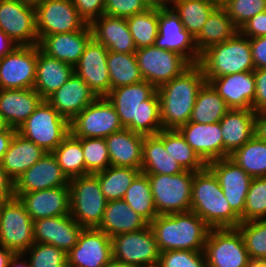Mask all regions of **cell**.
Masks as SVG:
<instances>
[{"label": "cell", "instance_id": "obj_20", "mask_svg": "<svg viewBox=\"0 0 266 267\" xmlns=\"http://www.w3.org/2000/svg\"><path fill=\"white\" fill-rule=\"evenodd\" d=\"M109 50L93 38L86 45L74 73L80 77L97 97H106L110 92V78L107 67Z\"/></svg>", "mask_w": 266, "mask_h": 267}, {"label": "cell", "instance_id": "obj_64", "mask_svg": "<svg viewBox=\"0 0 266 267\" xmlns=\"http://www.w3.org/2000/svg\"><path fill=\"white\" fill-rule=\"evenodd\" d=\"M104 267H141V266L134 265V264H126V263H122V262L112 259Z\"/></svg>", "mask_w": 266, "mask_h": 267}, {"label": "cell", "instance_id": "obj_5", "mask_svg": "<svg viewBox=\"0 0 266 267\" xmlns=\"http://www.w3.org/2000/svg\"><path fill=\"white\" fill-rule=\"evenodd\" d=\"M198 64L207 82L216 77L254 71L250 39L238 31L227 41L204 51Z\"/></svg>", "mask_w": 266, "mask_h": 267}, {"label": "cell", "instance_id": "obj_45", "mask_svg": "<svg viewBox=\"0 0 266 267\" xmlns=\"http://www.w3.org/2000/svg\"><path fill=\"white\" fill-rule=\"evenodd\" d=\"M126 20L137 49L155 45L158 36V8L150 7Z\"/></svg>", "mask_w": 266, "mask_h": 267}, {"label": "cell", "instance_id": "obj_32", "mask_svg": "<svg viewBox=\"0 0 266 267\" xmlns=\"http://www.w3.org/2000/svg\"><path fill=\"white\" fill-rule=\"evenodd\" d=\"M74 74V66L45 54L38 46L34 90L46 100Z\"/></svg>", "mask_w": 266, "mask_h": 267}, {"label": "cell", "instance_id": "obj_36", "mask_svg": "<svg viewBox=\"0 0 266 267\" xmlns=\"http://www.w3.org/2000/svg\"><path fill=\"white\" fill-rule=\"evenodd\" d=\"M238 31L227 10L219 4L208 16L202 30L195 38L198 53L201 55L209 47L227 41Z\"/></svg>", "mask_w": 266, "mask_h": 267}, {"label": "cell", "instance_id": "obj_18", "mask_svg": "<svg viewBox=\"0 0 266 267\" xmlns=\"http://www.w3.org/2000/svg\"><path fill=\"white\" fill-rule=\"evenodd\" d=\"M111 260V238L97 228H84L67 253V267H104Z\"/></svg>", "mask_w": 266, "mask_h": 267}, {"label": "cell", "instance_id": "obj_16", "mask_svg": "<svg viewBox=\"0 0 266 267\" xmlns=\"http://www.w3.org/2000/svg\"><path fill=\"white\" fill-rule=\"evenodd\" d=\"M37 60L38 45H17L0 58V89H33Z\"/></svg>", "mask_w": 266, "mask_h": 267}, {"label": "cell", "instance_id": "obj_28", "mask_svg": "<svg viewBox=\"0 0 266 267\" xmlns=\"http://www.w3.org/2000/svg\"><path fill=\"white\" fill-rule=\"evenodd\" d=\"M92 38L109 51L135 53L137 50L126 18L101 15L89 24Z\"/></svg>", "mask_w": 266, "mask_h": 267}, {"label": "cell", "instance_id": "obj_41", "mask_svg": "<svg viewBox=\"0 0 266 267\" xmlns=\"http://www.w3.org/2000/svg\"><path fill=\"white\" fill-rule=\"evenodd\" d=\"M141 169L109 166L95 175L98 177L101 191L107 201L123 199L134 178Z\"/></svg>", "mask_w": 266, "mask_h": 267}, {"label": "cell", "instance_id": "obj_60", "mask_svg": "<svg viewBox=\"0 0 266 267\" xmlns=\"http://www.w3.org/2000/svg\"><path fill=\"white\" fill-rule=\"evenodd\" d=\"M17 44L0 29V58L10 53Z\"/></svg>", "mask_w": 266, "mask_h": 267}, {"label": "cell", "instance_id": "obj_17", "mask_svg": "<svg viewBox=\"0 0 266 267\" xmlns=\"http://www.w3.org/2000/svg\"><path fill=\"white\" fill-rule=\"evenodd\" d=\"M155 46L184 56L191 64H197L200 54L195 38L183 27L172 8H158V36Z\"/></svg>", "mask_w": 266, "mask_h": 267}, {"label": "cell", "instance_id": "obj_7", "mask_svg": "<svg viewBox=\"0 0 266 267\" xmlns=\"http://www.w3.org/2000/svg\"><path fill=\"white\" fill-rule=\"evenodd\" d=\"M70 215L84 228H97L106 208L98 177L87 174L69 180Z\"/></svg>", "mask_w": 266, "mask_h": 267}, {"label": "cell", "instance_id": "obj_1", "mask_svg": "<svg viewBox=\"0 0 266 267\" xmlns=\"http://www.w3.org/2000/svg\"><path fill=\"white\" fill-rule=\"evenodd\" d=\"M106 98L113 104L123 128L144 136L162 130L157 89L147 81L111 89Z\"/></svg>", "mask_w": 266, "mask_h": 267}, {"label": "cell", "instance_id": "obj_43", "mask_svg": "<svg viewBox=\"0 0 266 267\" xmlns=\"http://www.w3.org/2000/svg\"><path fill=\"white\" fill-rule=\"evenodd\" d=\"M52 154L69 180L85 175L81 138H76L70 133Z\"/></svg>", "mask_w": 266, "mask_h": 267}, {"label": "cell", "instance_id": "obj_23", "mask_svg": "<svg viewBox=\"0 0 266 267\" xmlns=\"http://www.w3.org/2000/svg\"><path fill=\"white\" fill-rule=\"evenodd\" d=\"M177 130L206 165L223 158V136L219 122L200 124L189 121Z\"/></svg>", "mask_w": 266, "mask_h": 267}, {"label": "cell", "instance_id": "obj_59", "mask_svg": "<svg viewBox=\"0 0 266 267\" xmlns=\"http://www.w3.org/2000/svg\"><path fill=\"white\" fill-rule=\"evenodd\" d=\"M256 135L263 141H266V110L256 112L255 114Z\"/></svg>", "mask_w": 266, "mask_h": 267}, {"label": "cell", "instance_id": "obj_12", "mask_svg": "<svg viewBox=\"0 0 266 267\" xmlns=\"http://www.w3.org/2000/svg\"><path fill=\"white\" fill-rule=\"evenodd\" d=\"M111 242L112 259L141 267H157L160 251L150 225L139 231L118 234Z\"/></svg>", "mask_w": 266, "mask_h": 267}, {"label": "cell", "instance_id": "obj_62", "mask_svg": "<svg viewBox=\"0 0 266 267\" xmlns=\"http://www.w3.org/2000/svg\"><path fill=\"white\" fill-rule=\"evenodd\" d=\"M14 254L12 250L6 249L0 245V267H8V263Z\"/></svg>", "mask_w": 266, "mask_h": 267}, {"label": "cell", "instance_id": "obj_50", "mask_svg": "<svg viewBox=\"0 0 266 267\" xmlns=\"http://www.w3.org/2000/svg\"><path fill=\"white\" fill-rule=\"evenodd\" d=\"M239 30L250 18L266 11V0H220Z\"/></svg>", "mask_w": 266, "mask_h": 267}, {"label": "cell", "instance_id": "obj_34", "mask_svg": "<svg viewBox=\"0 0 266 267\" xmlns=\"http://www.w3.org/2000/svg\"><path fill=\"white\" fill-rule=\"evenodd\" d=\"M185 171L164 147V129L157 134L145 135L141 172L145 174L177 175Z\"/></svg>", "mask_w": 266, "mask_h": 267}, {"label": "cell", "instance_id": "obj_47", "mask_svg": "<svg viewBox=\"0 0 266 267\" xmlns=\"http://www.w3.org/2000/svg\"><path fill=\"white\" fill-rule=\"evenodd\" d=\"M266 219V177H254L247 192L241 223Z\"/></svg>", "mask_w": 266, "mask_h": 267}, {"label": "cell", "instance_id": "obj_65", "mask_svg": "<svg viewBox=\"0 0 266 267\" xmlns=\"http://www.w3.org/2000/svg\"><path fill=\"white\" fill-rule=\"evenodd\" d=\"M9 126L4 121L3 116L0 114V132L5 131Z\"/></svg>", "mask_w": 266, "mask_h": 267}, {"label": "cell", "instance_id": "obj_55", "mask_svg": "<svg viewBox=\"0 0 266 267\" xmlns=\"http://www.w3.org/2000/svg\"><path fill=\"white\" fill-rule=\"evenodd\" d=\"M239 32L248 38L266 36V11L258 13L250 18L240 29Z\"/></svg>", "mask_w": 266, "mask_h": 267}, {"label": "cell", "instance_id": "obj_11", "mask_svg": "<svg viewBox=\"0 0 266 267\" xmlns=\"http://www.w3.org/2000/svg\"><path fill=\"white\" fill-rule=\"evenodd\" d=\"M33 220L17 197L1 203L0 245L24 253L33 243Z\"/></svg>", "mask_w": 266, "mask_h": 267}, {"label": "cell", "instance_id": "obj_6", "mask_svg": "<svg viewBox=\"0 0 266 267\" xmlns=\"http://www.w3.org/2000/svg\"><path fill=\"white\" fill-rule=\"evenodd\" d=\"M17 133L50 153L70 134V122L43 100Z\"/></svg>", "mask_w": 266, "mask_h": 267}, {"label": "cell", "instance_id": "obj_4", "mask_svg": "<svg viewBox=\"0 0 266 267\" xmlns=\"http://www.w3.org/2000/svg\"><path fill=\"white\" fill-rule=\"evenodd\" d=\"M190 210L210 228H236L241 223L223 195L217 177L207 166L194 172Z\"/></svg>", "mask_w": 266, "mask_h": 267}, {"label": "cell", "instance_id": "obj_61", "mask_svg": "<svg viewBox=\"0 0 266 267\" xmlns=\"http://www.w3.org/2000/svg\"><path fill=\"white\" fill-rule=\"evenodd\" d=\"M8 267H32L23 253H16L10 259Z\"/></svg>", "mask_w": 266, "mask_h": 267}, {"label": "cell", "instance_id": "obj_22", "mask_svg": "<svg viewBox=\"0 0 266 267\" xmlns=\"http://www.w3.org/2000/svg\"><path fill=\"white\" fill-rule=\"evenodd\" d=\"M83 229L70 214L33 221L35 243L51 244L66 254L77 244Z\"/></svg>", "mask_w": 266, "mask_h": 267}, {"label": "cell", "instance_id": "obj_54", "mask_svg": "<svg viewBox=\"0 0 266 267\" xmlns=\"http://www.w3.org/2000/svg\"><path fill=\"white\" fill-rule=\"evenodd\" d=\"M255 96L252 110L260 112L266 110V69H255Z\"/></svg>", "mask_w": 266, "mask_h": 267}, {"label": "cell", "instance_id": "obj_67", "mask_svg": "<svg viewBox=\"0 0 266 267\" xmlns=\"http://www.w3.org/2000/svg\"><path fill=\"white\" fill-rule=\"evenodd\" d=\"M24 1L35 5L36 3H38L42 0H24Z\"/></svg>", "mask_w": 266, "mask_h": 267}, {"label": "cell", "instance_id": "obj_39", "mask_svg": "<svg viewBox=\"0 0 266 267\" xmlns=\"http://www.w3.org/2000/svg\"><path fill=\"white\" fill-rule=\"evenodd\" d=\"M107 67L110 78V90L144 81L135 53L109 51L107 54Z\"/></svg>", "mask_w": 266, "mask_h": 267}, {"label": "cell", "instance_id": "obj_24", "mask_svg": "<svg viewBox=\"0 0 266 267\" xmlns=\"http://www.w3.org/2000/svg\"><path fill=\"white\" fill-rule=\"evenodd\" d=\"M17 198L33 221L70 214L69 186L21 193Z\"/></svg>", "mask_w": 266, "mask_h": 267}, {"label": "cell", "instance_id": "obj_40", "mask_svg": "<svg viewBox=\"0 0 266 267\" xmlns=\"http://www.w3.org/2000/svg\"><path fill=\"white\" fill-rule=\"evenodd\" d=\"M229 158L252 178L266 177V141L261 140L256 134Z\"/></svg>", "mask_w": 266, "mask_h": 267}, {"label": "cell", "instance_id": "obj_49", "mask_svg": "<svg viewBox=\"0 0 266 267\" xmlns=\"http://www.w3.org/2000/svg\"><path fill=\"white\" fill-rule=\"evenodd\" d=\"M32 267H67V254L45 243H33L24 253Z\"/></svg>", "mask_w": 266, "mask_h": 267}, {"label": "cell", "instance_id": "obj_56", "mask_svg": "<svg viewBox=\"0 0 266 267\" xmlns=\"http://www.w3.org/2000/svg\"><path fill=\"white\" fill-rule=\"evenodd\" d=\"M249 39L255 69H266V36Z\"/></svg>", "mask_w": 266, "mask_h": 267}, {"label": "cell", "instance_id": "obj_13", "mask_svg": "<svg viewBox=\"0 0 266 267\" xmlns=\"http://www.w3.org/2000/svg\"><path fill=\"white\" fill-rule=\"evenodd\" d=\"M123 129L113 104L98 97L70 122V133L76 138H106Z\"/></svg>", "mask_w": 266, "mask_h": 267}, {"label": "cell", "instance_id": "obj_38", "mask_svg": "<svg viewBox=\"0 0 266 267\" xmlns=\"http://www.w3.org/2000/svg\"><path fill=\"white\" fill-rule=\"evenodd\" d=\"M229 110L226 102L206 82L198 92L189 121L200 124L219 122Z\"/></svg>", "mask_w": 266, "mask_h": 267}, {"label": "cell", "instance_id": "obj_15", "mask_svg": "<svg viewBox=\"0 0 266 267\" xmlns=\"http://www.w3.org/2000/svg\"><path fill=\"white\" fill-rule=\"evenodd\" d=\"M0 29L19 46L38 45L34 4L0 0Z\"/></svg>", "mask_w": 266, "mask_h": 267}, {"label": "cell", "instance_id": "obj_52", "mask_svg": "<svg viewBox=\"0 0 266 267\" xmlns=\"http://www.w3.org/2000/svg\"><path fill=\"white\" fill-rule=\"evenodd\" d=\"M150 8L145 0H105L104 14L128 18Z\"/></svg>", "mask_w": 266, "mask_h": 267}, {"label": "cell", "instance_id": "obj_48", "mask_svg": "<svg viewBox=\"0 0 266 267\" xmlns=\"http://www.w3.org/2000/svg\"><path fill=\"white\" fill-rule=\"evenodd\" d=\"M85 160V175L96 174L110 166V157L105 138H82Z\"/></svg>", "mask_w": 266, "mask_h": 267}, {"label": "cell", "instance_id": "obj_10", "mask_svg": "<svg viewBox=\"0 0 266 267\" xmlns=\"http://www.w3.org/2000/svg\"><path fill=\"white\" fill-rule=\"evenodd\" d=\"M144 81L156 89L182 74L192 64L179 53L154 46L135 51Z\"/></svg>", "mask_w": 266, "mask_h": 267}, {"label": "cell", "instance_id": "obj_9", "mask_svg": "<svg viewBox=\"0 0 266 267\" xmlns=\"http://www.w3.org/2000/svg\"><path fill=\"white\" fill-rule=\"evenodd\" d=\"M206 267H251L237 228H210L204 245Z\"/></svg>", "mask_w": 266, "mask_h": 267}, {"label": "cell", "instance_id": "obj_33", "mask_svg": "<svg viewBox=\"0 0 266 267\" xmlns=\"http://www.w3.org/2000/svg\"><path fill=\"white\" fill-rule=\"evenodd\" d=\"M149 223L123 199L107 201L103 218L97 229L110 238L144 229Z\"/></svg>", "mask_w": 266, "mask_h": 267}, {"label": "cell", "instance_id": "obj_58", "mask_svg": "<svg viewBox=\"0 0 266 267\" xmlns=\"http://www.w3.org/2000/svg\"><path fill=\"white\" fill-rule=\"evenodd\" d=\"M16 132L17 129L12 127H8L5 131L0 132V164Z\"/></svg>", "mask_w": 266, "mask_h": 267}, {"label": "cell", "instance_id": "obj_46", "mask_svg": "<svg viewBox=\"0 0 266 267\" xmlns=\"http://www.w3.org/2000/svg\"><path fill=\"white\" fill-rule=\"evenodd\" d=\"M236 228L242 235L250 260L266 261V219L242 222Z\"/></svg>", "mask_w": 266, "mask_h": 267}, {"label": "cell", "instance_id": "obj_35", "mask_svg": "<svg viewBox=\"0 0 266 267\" xmlns=\"http://www.w3.org/2000/svg\"><path fill=\"white\" fill-rule=\"evenodd\" d=\"M45 153L41 147L16 132L3 156L1 167L14 182Z\"/></svg>", "mask_w": 266, "mask_h": 267}, {"label": "cell", "instance_id": "obj_14", "mask_svg": "<svg viewBox=\"0 0 266 267\" xmlns=\"http://www.w3.org/2000/svg\"><path fill=\"white\" fill-rule=\"evenodd\" d=\"M34 6L38 41L48 35L79 31L87 25L72 0H42Z\"/></svg>", "mask_w": 266, "mask_h": 267}, {"label": "cell", "instance_id": "obj_30", "mask_svg": "<svg viewBox=\"0 0 266 267\" xmlns=\"http://www.w3.org/2000/svg\"><path fill=\"white\" fill-rule=\"evenodd\" d=\"M43 101L34 89H0V114L18 129Z\"/></svg>", "mask_w": 266, "mask_h": 267}, {"label": "cell", "instance_id": "obj_31", "mask_svg": "<svg viewBox=\"0 0 266 267\" xmlns=\"http://www.w3.org/2000/svg\"><path fill=\"white\" fill-rule=\"evenodd\" d=\"M144 135L127 128L105 138L110 165L141 169Z\"/></svg>", "mask_w": 266, "mask_h": 267}, {"label": "cell", "instance_id": "obj_42", "mask_svg": "<svg viewBox=\"0 0 266 267\" xmlns=\"http://www.w3.org/2000/svg\"><path fill=\"white\" fill-rule=\"evenodd\" d=\"M123 200L148 223L158 216L148 175L143 172L134 178Z\"/></svg>", "mask_w": 266, "mask_h": 267}, {"label": "cell", "instance_id": "obj_57", "mask_svg": "<svg viewBox=\"0 0 266 267\" xmlns=\"http://www.w3.org/2000/svg\"><path fill=\"white\" fill-rule=\"evenodd\" d=\"M14 197V182L6 175L0 164V203Z\"/></svg>", "mask_w": 266, "mask_h": 267}, {"label": "cell", "instance_id": "obj_27", "mask_svg": "<svg viewBox=\"0 0 266 267\" xmlns=\"http://www.w3.org/2000/svg\"><path fill=\"white\" fill-rule=\"evenodd\" d=\"M91 39L92 31L87 24L79 31L44 36L38 46L48 56L75 66Z\"/></svg>", "mask_w": 266, "mask_h": 267}, {"label": "cell", "instance_id": "obj_51", "mask_svg": "<svg viewBox=\"0 0 266 267\" xmlns=\"http://www.w3.org/2000/svg\"><path fill=\"white\" fill-rule=\"evenodd\" d=\"M157 267H206V257L204 251H164L160 252Z\"/></svg>", "mask_w": 266, "mask_h": 267}, {"label": "cell", "instance_id": "obj_2", "mask_svg": "<svg viewBox=\"0 0 266 267\" xmlns=\"http://www.w3.org/2000/svg\"><path fill=\"white\" fill-rule=\"evenodd\" d=\"M202 67L192 64L157 88L162 129H178L189 122L200 88L206 83Z\"/></svg>", "mask_w": 266, "mask_h": 267}, {"label": "cell", "instance_id": "obj_19", "mask_svg": "<svg viewBox=\"0 0 266 267\" xmlns=\"http://www.w3.org/2000/svg\"><path fill=\"white\" fill-rule=\"evenodd\" d=\"M207 167L217 177L227 202L240 217L244 212L252 177L229 157L209 162Z\"/></svg>", "mask_w": 266, "mask_h": 267}, {"label": "cell", "instance_id": "obj_37", "mask_svg": "<svg viewBox=\"0 0 266 267\" xmlns=\"http://www.w3.org/2000/svg\"><path fill=\"white\" fill-rule=\"evenodd\" d=\"M220 0H173L171 8L179 16L183 27L196 38Z\"/></svg>", "mask_w": 266, "mask_h": 267}, {"label": "cell", "instance_id": "obj_25", "mask_svg": "<svg viewBox=\"0 0 266 267\" xmlns=\"http://www.w3.org/2000/svg\"><path fill=\"white\" fill-rule=\"evenodd\" d=\"M208 83L230 109L252 110L256 90L254 71L212 78Z\"/></svg>", "mask_w": 266, "mask_h": 267}, {"label": "cell", "instance_id": "obj_3", "mask_svg": "<svg viewBox=\"0 0 266 267\" xmlns=\"http://www.w3.org/2000/svg\"><path fill=\"white\" fill-rule=\"evenodd\" d=\"M160 252L204 251L210 227L193 211L158 215L149 223Z\"/></svg>", "mask_w": 266, "mask_h": 267}, {"label": "cell", "instance_id": "obj_29", "mask_svg": "<svg viewBox=\"0 0 266 267\" xmlns=\"http://www.w3.org/2000/svg\"><path fill=\"white\" fill-rule=\"evenodd\" d=\"M255 114L250 109H230L219 121L223 136V158L229 157L256 134Z\"/></svg>", "mask_w": 266, "mask_h": 267}, {"label": "cell", "instance_id": "obj_44", "mask_svg": "<svg viewBox=\"0 0 266 267\" xmlns=\"http://www.w3.org/2000/svg\"><path fill=\"white\" fill-rule=\"evenodd\" d=\"M164 147L184 170L199 172L207 166L176 129H164Z\"/></svg>", "mask_w": 266, "mask_h": 267}, {"label": "cell", "instance_id": "obj_66", "mask_svg": "<svg viewBox=\"0 0 266 267\" xmlns=\"http://www.w3.org/2000/svg\"><path fill=\"white\" fill-rule=\"evenodd\" d=\"M251 267H266V261L252 262Z\"/></svg>", "mask_w": 266, "mask_h": 267}, {"label": "cell", "instance_id": "obj_26", "mask_svg": "<svg viewBox=\"0 0 266 267\" xmlns=\"http://www.w3.org/2000/svg\"><path fill=\"white\" fill-rule=\"evenodd\" d=\"M98 97L75 73L55 93L46 99L61 116L71 122Z\"/></svg>", "mask_w": 266, "mask_h": 267}, {"label": "cell", "instance_id": "obj_8", "mask_svg": "<svg viewBox=\"0 0 266 267\" xmlns=\"http://www.w3.org/2000/svg\"><path fill=\"white\" fill-rule=\"evenodd\" d=\"M147 175L158 215L190 211L194 172Z\"/></svg>", "mask_w": 266, "mask_h": 267}, {"label": "cell", "instance_id": "obj_63", "mask_svg": "<svg viewBox=\"0 0 266 267\" xmlns=\"http://www.w3.org/2000/svg\"><path fill=\"white\" fill-rule=\"evenodd\" d=\"M149 7L171 8L173 0H145Z\"/></svg>", "mask_w": 266, "mask_h": 267}, {"label": "cell", "instance_id": "obj_21", "mask_svg": "<svg viewBox=\"0 0 266 267\" xmlns=\"http://www.w3.org/2000/svg\"><path fill=\"white\" fill-rule=\"evenodd\" d=\"M69 186V179L62 172L55 156L45 153L31 168L14 181V197L55 187Z\"/></svg>", "mask_w": 266, "mask_h": 267}, {"label": "cell", "instance_id": "obj_53", "mask_svg": "<svg viewBox=\"0 0 266 267\" xmlns=\"http://www.w3.org/2000/svg\"><path fill=\"white\" fill-rule=\"evenodd\" d=\"M79 15L90 24L104 14L105 0H72Z\"/></svg>", "mask_w": 266, "mask_h": 267}]
</instances>
